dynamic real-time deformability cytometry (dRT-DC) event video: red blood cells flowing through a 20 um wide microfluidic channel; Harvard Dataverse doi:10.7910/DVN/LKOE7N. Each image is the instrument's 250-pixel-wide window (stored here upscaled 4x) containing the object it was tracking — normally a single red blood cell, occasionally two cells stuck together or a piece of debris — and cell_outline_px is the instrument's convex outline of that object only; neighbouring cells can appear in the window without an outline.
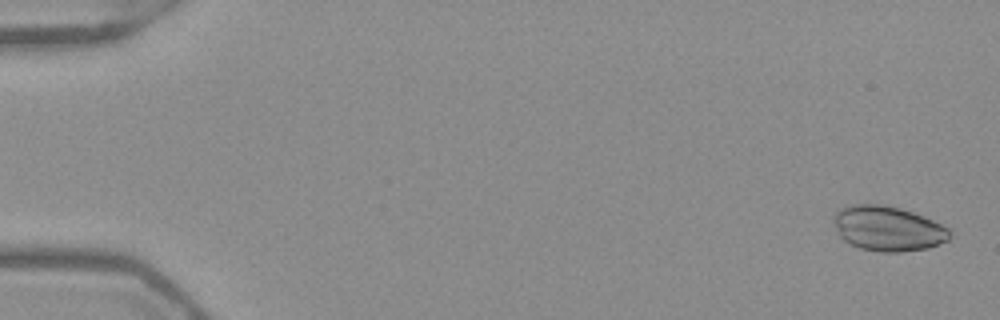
{"species": "Egyptian fruit bat (a non-hibernating species)", "species_latin": "Rousettus aegyptiacus", "temperature_condition": "warm", "stored_images_in_passage": 53, "camera_frame_rate_fps": 3000, "um_per_image_px": 0.085, "frame": {"image": 1, "passage_image": 2, "time_ms": 0.333, "image_size_px": [1000, 320], "cell_outline_px": [[952, 236], [948, 240], [928, 248], [900, 252], [880, 252], [860, 248], [844, 240], [840, 236], [832, 220], [832, 216], [840, 208], [848, 204], [884, 204], [900, 208], [924, 216], [948, 228], [952, 232]], "centroid_in_image_um": [75.46, 19.41], "position_along_channel_um": 9.5, "area_um2": 30.58}}
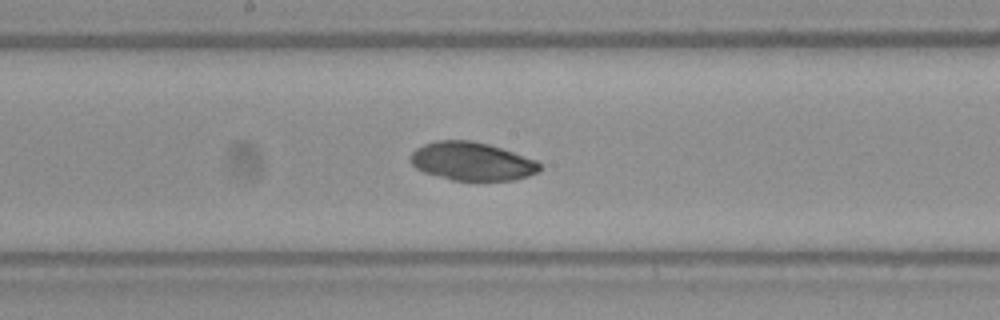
{"frame": {"image": 2, "passage_image": 29, "time_ms": 9.333, "image_size_px": [1000, 320], "cell_outline_px": [[544, 168], [528, 176], [516, 180], [452, 180], [424, 172], [416, 168], [408, 160], [412, 152], [416, 148], [424, 144], [436, 140], [472, 140], [488, 144], [536, 160]], "centroid_in_image_um": [40.09, 13.71], "position_along_channel_um": 208.1, "area_um2": 28.84}}
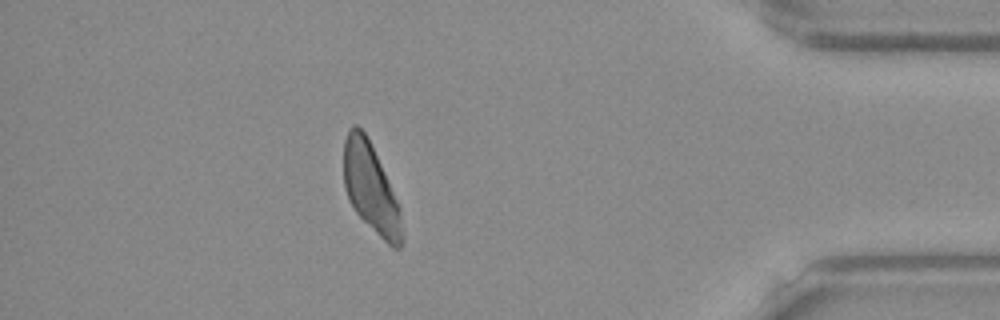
{"frame": {"image": 3, "passage_image": 47, "time_ms": 15.333, "image_size_px": [1000, 320], "cell_outline_px": [[404, 240], [400, 248], [392, 248], [356, 212], [348, 200], [344, 188], [344, 140], [348, 128], [352, 124], [356, 124], [364, 132], [380, 164], [400, 208], [404, 236]], "centroid_in_image_um": [31.51, 16.02], "position_along_channel_um": 403.7, "area_um2": 29.82}}